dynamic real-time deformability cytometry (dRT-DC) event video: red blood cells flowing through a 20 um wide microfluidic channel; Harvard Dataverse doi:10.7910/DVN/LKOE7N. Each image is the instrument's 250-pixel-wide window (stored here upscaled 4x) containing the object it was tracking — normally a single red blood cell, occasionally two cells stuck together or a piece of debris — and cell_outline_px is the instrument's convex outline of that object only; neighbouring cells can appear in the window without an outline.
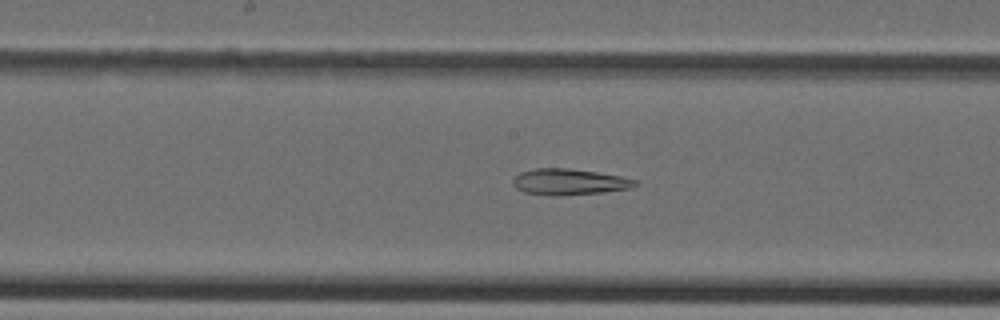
{"species": "Egyptian fruit bat (a non-hibernating species)", "species_latin": "Rousettus aegyptiacus", "temperature_condition": "cold", "stored_images_in_passage": 46, "camera_frame_rate_fps": 3000, "um_per_image_px": 0.085, "animal": {"sex": "female"}, "frame": {"image": 1, "passage_image": 24, "time_ms": 7.667, "image_size_px": [1000, 320], "cell_outline_px": [[640, 184], [632, 188], [604, 192], [556, 196], [552, 196], [524, 192], [516, 188], [512, 184], [512, 180], [520, 172], [536, 168], [568, 168], [596, 172], [620, 176], [636, 180]], "centroid_in_image_um": [48.38, 15.46], "position_along_channel_um": 199.8, "area_um2": 18.67}}
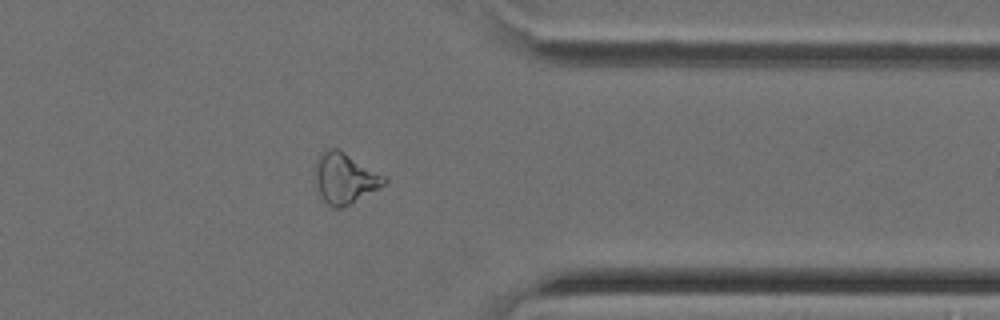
{"frame": {"image": 2, "passage_image": 37, "time_ms": 12.0, "image_size_px": [1000, 320], "cell_outline_px": [[388, 180], [384, 184], [344, 208], [332, 208], [320, 196], [316, 184], [316, 160], [328, 148], [336, 148], [344, 152], [388, 176]], "centroid_in_image_um": [29.33, 15.16], "position_along_channel_um": 382.1, "area_um2": 20.23}}
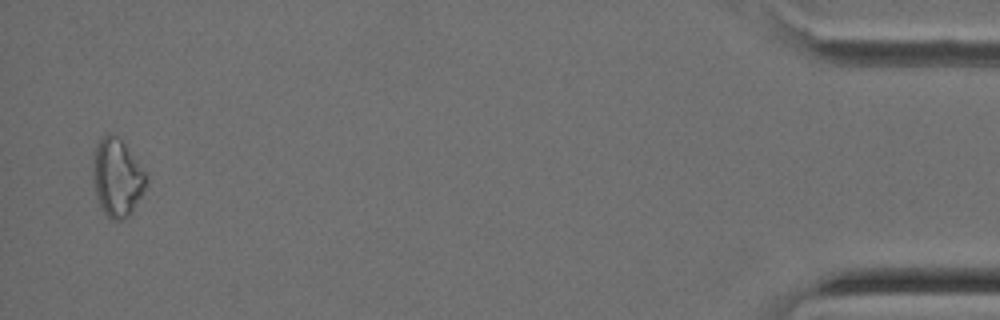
{"frame": {"image": 3, "passage_image": 45, "time_ms": 14.667, "image_size_px": [1000, 320], "cell_outline_px": [[148, 180], [144, 192], [132, 212], [124, 220], [112, 220], [100, 208], [96, 196], [92, 180], [92, 160], [96, 148], [100, 140], [108, 132], [116, 136], [124, 144], [144, 172]], "centroid_in_image_um": [9.93, 15.15], "position_along_channel_um": 425.3, "area_um2": 24.04}}